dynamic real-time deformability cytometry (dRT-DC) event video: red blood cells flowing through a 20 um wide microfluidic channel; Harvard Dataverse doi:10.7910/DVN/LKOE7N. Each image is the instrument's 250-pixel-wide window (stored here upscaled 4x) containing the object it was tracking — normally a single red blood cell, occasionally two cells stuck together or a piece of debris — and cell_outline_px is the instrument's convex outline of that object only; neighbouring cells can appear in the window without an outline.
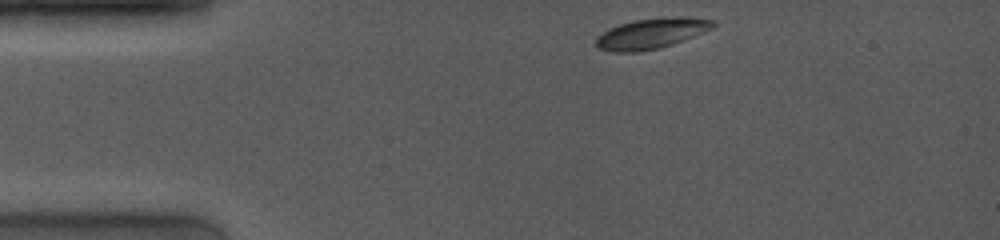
{"species": "common noctule bat (a hibernating species)", "species_latin": "Nyctalus noctula", "temperature_condition": "room temperature", "stored_images_in_passage": 51, "camera_frame_rate_fps": 4000, "um_per_image_px": 0.085, "animal": {"sex": "female", "body_mass_g": 19.0, "forearm_length_mm": 53.3}, "frame": {"image": 1, "passage_image": 1, "time_ms": 0.0, "image_size_px": [1000, 240], "cell_outline_px": [[716, 24], [712, 28], [672, 44], [660, 48], [636, 52], [612, 52], [596, 48], [596, 36], [620, 24], [632, 20], [664, 16], [688, 16], [712, 20]], "centroid_in_image_um": [55.35, 2.83], "position_along_channel_um": 29.7, "area_um2": 20.81}}
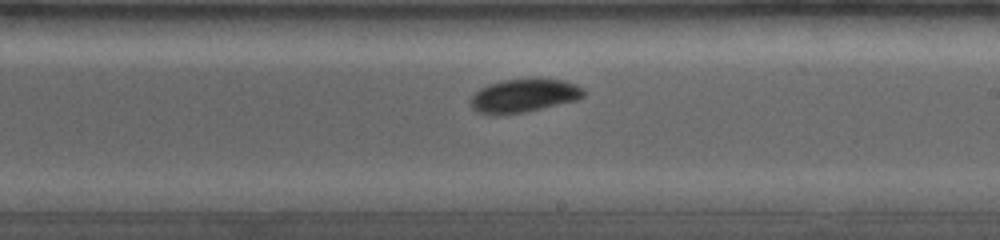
{"frame": {"image": 2, "passage_image": 31, "time_ms": 6.75, "image_size_px": [1000, 240], "cell_outline_px": [[588, 92], [584, 96], [576, 100], [524, 112], [496, 116], [476, 112], [472, 108], [472, 96], [480, 88], [488, 84], [504, 80], [564, 80], [576, 84], [584, 88]], "centroid_in_image_um": [44.54, 8.15], "position_along_channel_um": 244.5, "area_um2": 21.79}}
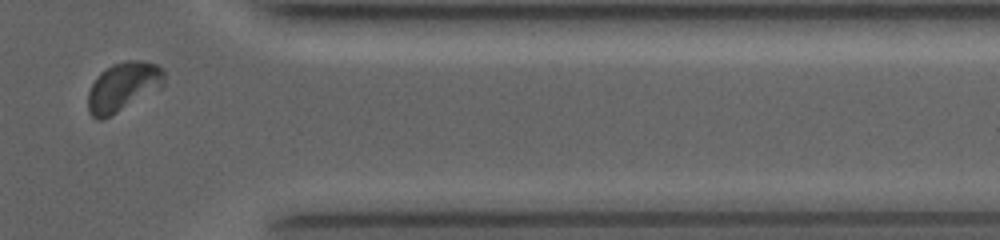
{"frame": {"image": 3, "passage_image": 47, "time_ms": 10.75, "image_size_px": [1000, 240], "cell_outline_px": [[164, 84], [160, 88], [112, 116], [104, 120], [96, 120], [88, 112], [88, 92], [96, 76], [100, 72], [112, 64], [128, 60], [140, 60], [156, 64], [164, 68]], "centroid_in_image_um": [10.45, 7.39], "position_along_channel_um": 401.0, "area_um2": 22.08}, "authors_computed_cell_mechanics": {"area_um2": 21.2704, "velocity_mm_per_s": 4.0017, "shape_relaxation_time_tau1_ms": 1.8241, "shape_relaxation_time_tau2_ms": 2.4584, "deformation_change_tau1": 0.0716, "deformation_change_tau2": 0.0371}}